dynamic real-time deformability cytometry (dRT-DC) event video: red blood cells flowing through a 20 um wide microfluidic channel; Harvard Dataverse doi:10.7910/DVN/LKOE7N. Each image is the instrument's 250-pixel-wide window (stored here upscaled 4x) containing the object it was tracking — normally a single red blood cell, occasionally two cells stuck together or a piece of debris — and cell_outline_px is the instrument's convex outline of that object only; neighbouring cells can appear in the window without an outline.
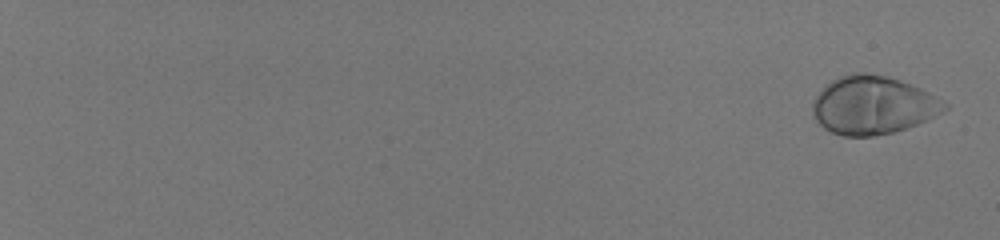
{"species": "human", "species_latin": "Homo sapiens", "temperature_condition": "room temperature", "stored_images_in_passage": 57, "camera_frame_rate_fps": 3000, "um_per_image_px": 0.085, "donor": {"sex": "male"}, "frame": {"image": 1, "passage_image": 2, "time_ms": 0.333, "image_size_px": [1000, 240], "cell_outline_px": [[948, 108], [944, 112], [928, 120], [908, 128], [892, 132], [872, 136], [844, 136], [832, 132], [824, 128], [816, 120], [812, 112], [812, 100], [832, 80], [840, 76], [856, 72], [864, 72], [888, 76], [900, 80], [920, 88], [928, 92], [948, 104]], "centroid_in_image_um": [74.22, 8.94], "position_along_channel_um": 10.8, "area_um2": 44.74}}
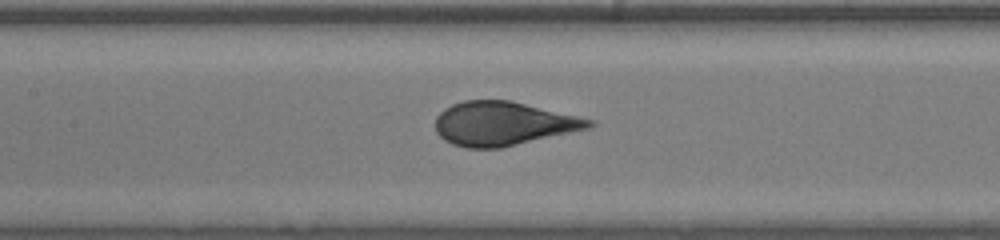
{"frame": {"image": 2, "passage_image": 34, "time_ms": 11.0, "image_size_px": [1000, 240], "cell_outline_px": [[596, 124], [592, 128], [500, 148], [464, 148], [452, 144], [444, 140], [436, 132], [436, 116], [444, 108], [452, 104], [464, 100], [508, 100], [596, 120]], "centroid_in_image_um": [42.78, 10.51], "position_along_channel_um": 164.6, "area_um2": 39.42}}
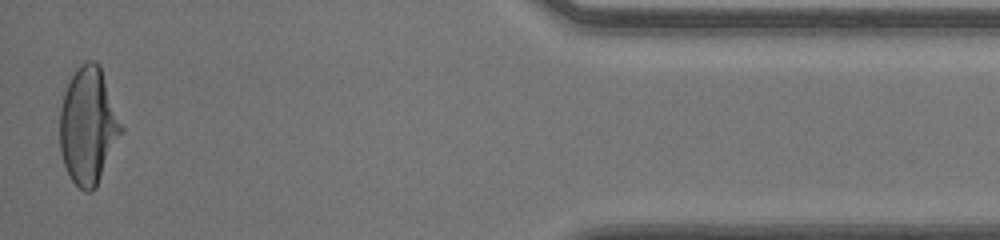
{"frame": {"image": 3, "passage_image": 57, "time_ms": 18.667, "image_size_px": [1000, 240], "cell_outline_px": [[124, 132], [96, 188], [92, 192], [84, 192], [68, 176], [60, 152], [60, 108], [64, 92], [76, 68], [80, 64], [88, 60], [96, 60], [100, 64], [124, 128]], "centroid_in_image_um": [7.52, 10.71], "position_along_channel_um": 427.7, "area_um2": 42.48}}